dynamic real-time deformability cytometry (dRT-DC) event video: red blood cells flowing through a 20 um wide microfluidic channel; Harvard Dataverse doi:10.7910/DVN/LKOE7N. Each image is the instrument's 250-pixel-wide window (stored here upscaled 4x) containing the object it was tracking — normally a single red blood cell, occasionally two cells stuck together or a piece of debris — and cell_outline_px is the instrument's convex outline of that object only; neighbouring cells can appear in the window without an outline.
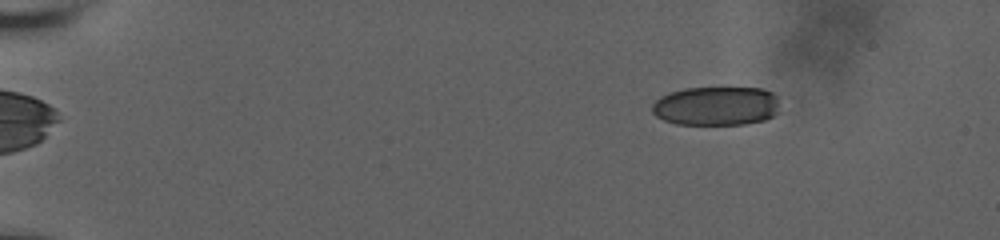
{"species": "human", "species_latin": "Homo sapiens", "temperature_condition": "room temperature", "stored_images_in_passage": 58, "camera_frame_rate_fps": 3000, "um_per_image_px": 0.085, "donor": {"sex": "male"}, "frame": {"image": 1, "passage_image": 10, "time_ms": 3.0, "image_size_px": [1000, 240], "cell_outline_px": [[776, 112], [772, 116], [764, 120], [744, 124], [676, 124], [664, 120], [656, 116], [652, 112], [652, 104], [660, 96], [668, 92], [684, 88], [760, 88], [772, 92], [776, 96]], "centroid_in_image_um": [60.82, 9.0], "position_along_channel_um": 24.2, "area_um2": 28.9}}
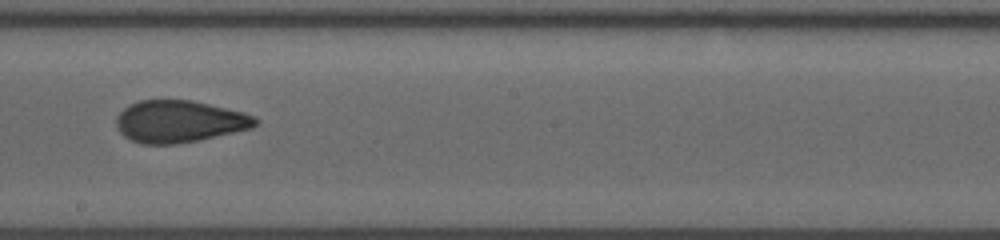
{"frame": {"image": 2, "passage_image": 36, "time_ms": 11.667, "image_size_px": [1000, 240], "cell_outline_px": [[260, 120], [252, 128], [196, 140], [176, 144], [140, 144], [124, 136], [116, 128], [116, 116], [124, 108], [140, 100], [192, 100], [244, 112], [256, 116]], "centroid_in_image_um": [15.24, 10.32], "position_along_channel_um": 233.0, "area_um2": 33.99}}
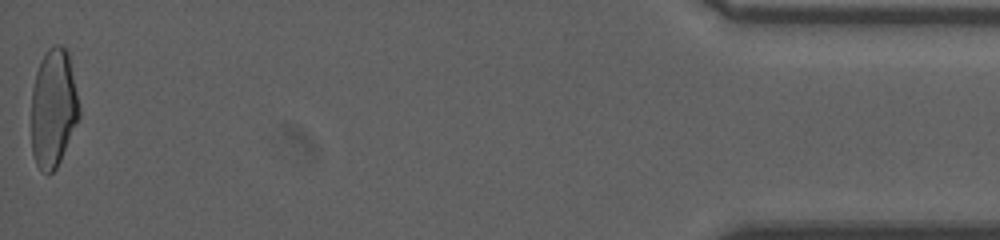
{"frame": {"image": 3, "passage_image": 58, "time_ms": 19.0, "image_size_px": [1000, 240], "cell_outline_px": [[80, 116], [60, 160], [56, 168], [48, 176], [36, 164], [32, 152], [32, 88], [36, 72], [40, 60], [48, 48], [52, 44], [60, 44], [68, 48], [80, 108]], "centroid_in_image_um": [4.54, 9.14], "position_along_channel_um": 430.7, "area_um2": 33.29}, "authors_computed_cell_mechanics": {"area_um2": 33.3506, "velocity_mm_per_s": 3.8545, "shape_relaxation_time_tau1_ms": 6.4586, "shape_relaxation_time_tau2_ms": 1.2795, "deformation_change_tau1": 0.1824, "deformation_change_tau2": 0.0709}}